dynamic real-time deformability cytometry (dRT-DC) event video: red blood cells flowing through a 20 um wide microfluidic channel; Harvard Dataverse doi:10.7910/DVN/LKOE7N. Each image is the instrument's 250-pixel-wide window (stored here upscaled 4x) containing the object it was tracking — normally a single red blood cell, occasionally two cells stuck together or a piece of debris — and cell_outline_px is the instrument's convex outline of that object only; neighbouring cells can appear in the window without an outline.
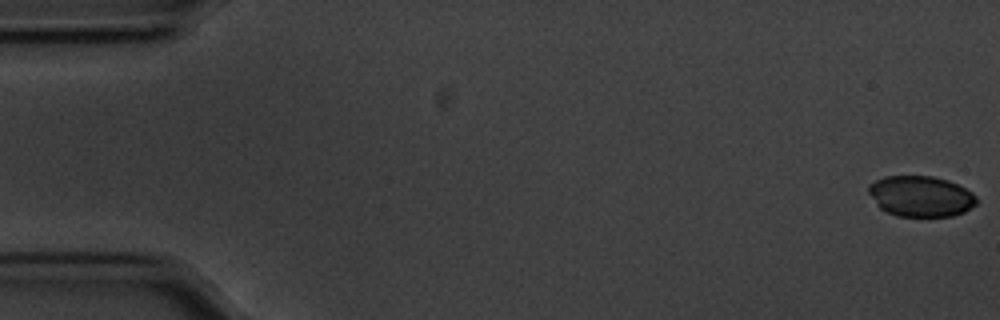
{"species": "common noctule bat (a hibernating species)", "species_latin": "Nyctalus noctula", "temperature_condition": "cold", "stored_images_in_passage": 56, "camera_frame_rate_fps": 3000, "um_per_image_px": 0.085, "animal": {"sex": "male", "body_mass_g": 20.1, "forearm_length_mm": 53.5}, "frame": {"image": 1, "passage_image": 1, "time_ms": 0.0, "image_size_px": [1000, 320], "cell_outline_px": [[976, 204], [964, 212], [952, 216], [896, 216], [880, 208], [876, 204], [868, 192], [868, 184], [884, 176], [932, 176], [948, 180], [972, 192], [976, 196]], "centroid_in_image_um": [78.24, 16.68], "position_along_channel_um": 6.8, "area_um2": 25.61}}
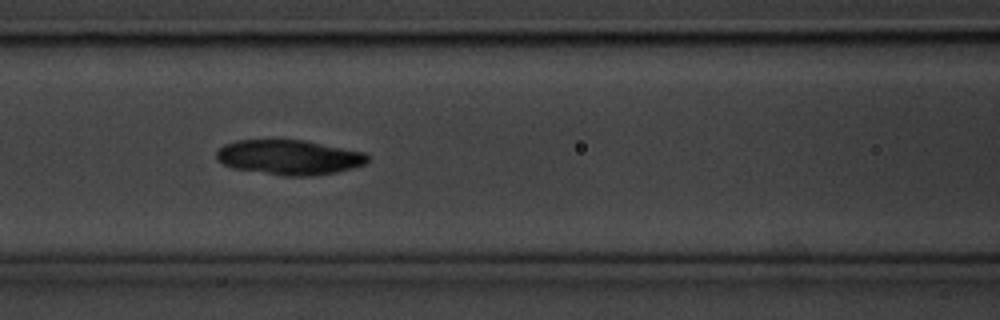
{"frame": {"image": 2, "passage_image": 24, "time_ms": 7.667, "image_size_px": [1000, 320], "cell_outline_px": [[368, 160], [364, 164], [352, 168], [336, 172], [312, 176], [280, 176], [232, 168], [216, 160], [216, 152], [224, 144], [236, 140], [304, 140], [364, 152], [368, 156]], "centroid_in_image_um": [24.54, 13.38], "position_along_channel_um": 142.1, "area_um2": 30.81}}
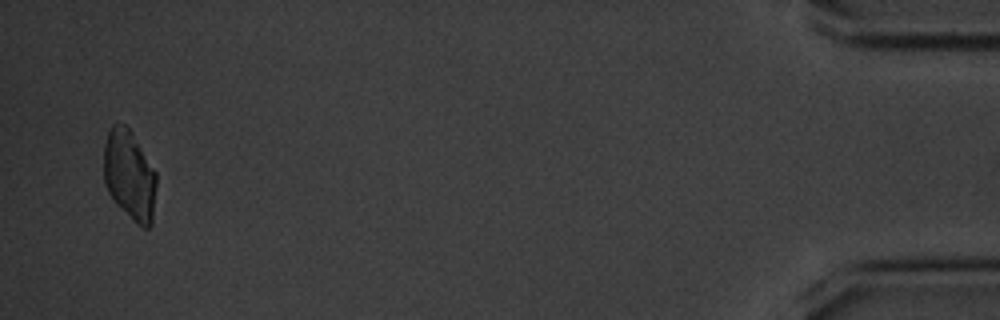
{"frame": {"image": 3, "passage_image": 55, "time_ms": 18.0, "image_size_px": [1000, 320], "cell_outline_px": [[156, 188], [152, 224], [148, 228], [144, 228], [136, 224], [116, 204], [108, 192], [104, 180], [104, 144], [108, 132], [112, 124], [124, 124], [132, 132], [156, 172]], "centroid_in_image_um": [11.01, 14.91], "position_along_channel_um": 424.2, "area_um2": 27.69}, "authors_computed_cell_mechanics": {"area_um2": 29.0734, "velocity_mm_per_s": 3.5547, "shape_relaxation_time_tau1_ms": 2.5835, "shape_relaxation_time_tau2_ms": null, "deformation_change_tau1": 0.0646, "deformation_change_tau2": null}}